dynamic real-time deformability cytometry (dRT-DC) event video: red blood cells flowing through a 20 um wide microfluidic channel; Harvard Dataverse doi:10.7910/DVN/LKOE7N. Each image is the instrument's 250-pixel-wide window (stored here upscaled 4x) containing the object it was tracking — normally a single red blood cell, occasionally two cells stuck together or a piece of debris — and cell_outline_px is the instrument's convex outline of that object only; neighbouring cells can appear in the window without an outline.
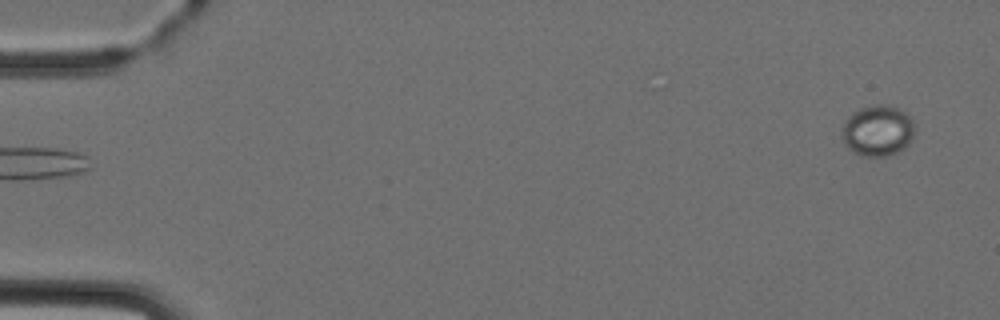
{"species": "Egyptian fruit bat (a non-hibernating species)", "species_latin": "Rousettus aegyptiacus", "temperature_condition": "cold", "stored_images_in_passage": 2, "camera_frame_rate_fps": 3000, "um_per_image_px": 0.085, "animal": {"sex": "female"}, "frame": {"image": 1, "passage_image": 2, "time_ms": 1.333, "image_size_px": [1000, 320], "cell_outline_px": [[912, 140], [904, 148], [888, 156], [860, 156], [852, 152], [844, 144], [840, 136], [844, 124], [848, 116], [860, 108], [880, 104], [888, 104], [904, 112], [912, 120]], "centroid_in_image_um": [74.55, 11.12], "position_along_channel_um": 10.4, "area_um2": 21.5}}